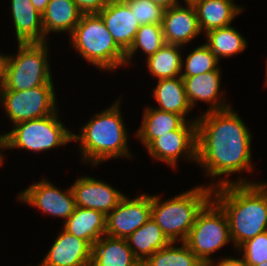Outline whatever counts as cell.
<instances>
[{
  "label": "cell",
  "mask_w": 267,
  "mask_h": 266,
  "mask_svg": "<svg viewBox=\"0 0 267 266\" xmlns=\"http://www.w3.org/2000/svg\"><path fill=\"white\" fill-rule=\"evenodd\" d=\"M213 199L225 211L236 249L267 231V194L257 184H229L213 189Z\"/></svg>",
  "instance_id": "3957f363"
},
{
  "label": "cell",
  "mask_w": 267,
  "mask_h": 266,
  "mask_svg": "<svg viewBox=\"0 0 267 266\" xmlns=\"http://www.w3.org/2000/svg\"><path fill=\"white\" fill-rule=\"evenodd\" d=\"M62 228L68 233L85 240L91 247L105 235L106 216L95 209L77 207L63 222Z\"/></svg>",
  "instance_id": "603a6c76"
},
{
  "label": "cell",
  "mask_w": 267,
  "mask_h": 266,
  "mask_svg": "<svg viewBox=\"0 0 267 266\" xmlns=\"http://www.w3.org/2000/svg\"><path fill=\"white\" fill-rule=\"evenodd\" d=\"M151 194V218L170 242H185L198 213L213 198V189L205 183L162 200Z\"/></svg>",
  "instance_id": "277c9868"
},
{
  "label": "cell",
  "mask_w": 267,
  "mask_h": 266,
  "mask_svg": "<svg viewBox=\"0 0 267 266\" xmlns=\"http://www.w3.org/2000/svg\"><path fill=\"white\" fill-rule=\"evenodd\" d=\"M59 110L49 116L17 123L11 130H6L9 150L40 154L66 147L69 142H73V132L68 125H64Z\"/></svg>",
  "instance_id": "52a82bcc"
},
{
  "label": "cell",
  "mask_w": 267,
  "mask_h": 266,
  "mask_svg": "<svg viewBox=\"0 0 267 266\" xmlns=\"http://www.w3.org/2000/svg\"><path fill=\"white\" fill-rule=\"evenodd\" d=\"M221 68L220 66L217 70L196 76L181 77L185 84L188 101L193 109L197 107L196 105L199 106V102L209 105L201 113L224 110L232 106L221 87Z\"/></svg>",
  "instance_id": "5bb4252c"
},
{
  "label": "cell",
  "mask_w": 267,
  "mask_h": 266,
  "mask_svg": "<svg viewBox=\"0 0 267 266\" xmlns=\"http://www.w3.org/2000/svg\"><path fill=\"white\" fill-rule=\"evenodd\" d=\"M34 8L42 15L50 0H31Z\"/></svg>",
  "instance_id": "8d00e7d4"
},
{
  "label": "cell",
  "mask_w": 267,
  "mask_h": 266,
  "mask_svg": "<svg viewBox=\"0 0 267 266\" xmlns=\"http://www.w3.org/2000/svg\"><path fill=\"white\" fill-rule=\"evenodd\" d=\"M254 266H267V262H263L262 264L254 265Z\"/></svg>",
  "instance_id": "b9f144b4"
},
{
  "label": "cell",
  "mask_w": 267,
  "mask_h": 266,
  "mask_svg": "<svg viewBox=\"0 0 267 266\" xmlns=\"http://www.w3.org/2000/svg\"><path fill=\"white\" fill-rule=\"evenodd\" d=\"M183 2L185 1V2H191L192 0H182Z\"/></svg>",
  "instance_id": "7bdbcfd3"
},
{
  "label": "cell",
  "mask_w": 267,
  "mask_h": 266,
  "mask_svg": "<svg viewBox=\"0 0 267 266\" xmlns=\"http://www.w3.org/2000/svg\"><path fill=\"white\" fill-rule=\"evenodd\" d=\"M55 84H45L29 90H0V107L11 126L54 114L59 108ZM58 104V105H57Z\"/></svg>",
  "instance_id": "9c48e42d"
},
{
  "label": "cell",
  "mask_w": 267,
  "mask_h": 266,
  "mask_svg": "<svg viewBox=\"0 0 267 266\" xmlns=\"http://www.w3.org/2000/svg\"><path fill=\"white\" fill-rule=\"evenodd\" d=\"M83 14H98L108 3V0H73Z\"/></svg>",
  "instance_id": "d6a6232c"
},
{
  "label": "cell",
  "mask_w": 267,
  "mask_h": 266,
  "mask_svg": "<svg viewBox=\"0 0 267 266\" xmlns=\"http://www.w3.org/2000/svg\"><path fill=\"white\" fill-rule=\"evenodd\" d=\"M156 3L158 6H161L163 9H169L171 7L181 4V0H151Z\"/></svg>",
  "instance_id": "d590c367"
},
{
  "label": "cell",
  "mask_w": 267,
  "mask_h": 266,
  "mask_svg": "<svg viewBox=\"0 0 267 266\" xmlns=\"http://www.w3.org/2000/svg\"><path fill=\"white\" fill-rule=\"evenodd\" d=\"M141 119L134 136L144 148L167 132L178 130L186 122L181 115L156 109L152 105L144 107Z\"/></svg>",
  "instance_id": "7402d4cb"
},
{
  "label": "cell",
  "mask_w": 267,
  "mask_h": 266,
  "mask_svg": "<svg viewBox=\"0 0 267 266\" xmlns=\"http://www.w3.org/2000/svg\"><path fill=\"white\" fill-rule=\"evenodd\" d=\"M9 150L8 147V136H7V132H0V168L2 166H4V163L6 161L5 158H7L5 155V151ZM4 152V153H3Z\"/></svg>",
  "instance_id": "e575fe53"
},
{
  "label": "cell",
  "mask_w": 267,
  "mask_h": 266,
  "mask_svg": "<svg viewBox=\"0 0 267 266\" xmlns=\"http://www.w3.org/2000/svg\"><path fill=\"white\" fill-rule=\"evenodd\" d=\"M49 44L50 41L17 43L16 53H6L4 81L0 90L21 91L45 84H54L50 67Z\"/></svg>",
  "instance_id": "8992f818"
},
{
  "label": "cell",
  "mask_w": 267,
  "mask_h": 266,
  "mask_svg": "<svg viewBox=\"0 0 267 266\" xmlns=\"http://www.w3.org/2000/svg\"><path fill=\"white\" fill-rule=\"evenodd\" d=\"M126 240L134 256L140 263H144L153 253L170 243L161 231V228L152 218L132 233Z\"/></svg>",
  "instance_id": "484cf974"
},
{
  "label": "cell",
  "mask_w": 267,
  "mask_h": 266,
  "mask_svg": "<svg viewBox=\"0 0 267 266\" xmlns=\"http://www.w3.org/2000/svg\"><path fill=\"white\" fill-rule=\"evenodd\" d=\"M199 114L196 164L203 170V177L210 178L206 185L214 189L229 184L256 183L247 176L253 175L256 169L252 160L253 134L235 108ZM236 173L241 175L229 179Z\"/></svg>",
  "instance_id": "6da1fadb"
},
{
  "label": "cell",
  "mask_w": 267,
  "mask_h": 266,
  "mask_svg": "<svg viewBox=\"0 0 267 266\" xmlns=\"http://www.w3.org/2000/svg\"><path fill=\"white\" fill-rule=\"evenodd\" d=\"M153 100L156 101L152 106L156 109L173 112L181 115L186 121L196 122L198 117L189 118V112H193V108L190 105L183 79L180 77L159 79L156 81V87L151 91Z\"/></svg>",
  "instance_id": "d6986e66"
},
{
  "label": "cell",
  "mask_w": 267,
  "mask_h": 266,
  "mask_svg": "<svg viewBox=\"0 0 267 266\" xmlns=\"http://www.w3.org/2000/svg\"><path fill=\"white\" fill-rule=\"evenodd\" d=\"M204 43L216 55L217 59H227L243 53L248 41L234 26H227L208 31L203 35Z\"/></svg>",
  "instance_id": "4316f807"
},
{
  "label": "cell",
  "mask_w": 267,
  "mask_h": 266,
  "mask_svg": "<svg viewBox=\"0 0 267 266\" xmlns=\"http://www.w3.org/2000/svg\"><path fill=\"white\" fill-rule=\"evenodd\" d=\"M195 46L182 57L181 77L204 74L220 67V61L205 43Z\"/></svg>",
  "instance_id": "f546056e"
},
{
  "label": "cell",
  "mask_w": 267,
  "mask_h": 266,
  "mask_svg": "<svg viewBox=\"0 0 267 266\" xmlns=\"http://www.w3.org/2000/svg\"><path fill=\"white\" fill-rule=\"evenodd\" d=\"M139 25L162 24L165 9L151 0H125Z\"/></svg>",
  "instance_id": "1f68e13d"
},
{
  "label": "cell",
  "mask_w": 267,
  "mask_h": 266,
  "mask_svg": "<svg viewBox=\"0 0 267 266\" xmlns=\"http://www.w3.org/2000/svg\"><path fill=\"white\" fill-rule=\"evenodd\" d=\"M49 251L36 266H90L92 247L62 227Z\"/></svg>",
  "instance_id": "2e32d148"
},
{
  "label": "cell",
  "mask_w": 267,
  "mask_h": 266,
  "mask_svg": "<svg viewBox=\"0 0 267 266\" xmlns=\"http://www.w3.org/2000/svg\"><path fill=\"white\" fill-rule=\"evenodd\" d=\"M265 59H266V68H265L266 75H265V81H264L265 83L263 85L267 87V57Z\"/></svg>",
  "instance_id": "ab89813d"
},
{
  "label": "cell",
  "mask_w": 267,
  "mask_h": 266,
  "mask_svg": "<svg viewBox=\"0 0 267 266\" xmlns=\"http://www.w3.org/2000/svg\"><path fill=\"white\" fill-rule=\"evenodd\" d=\"M184 49L179 45L165 43L154 55L144 59L148 75L154 80L180 77L182 53L187 51Z\"/></svg>",
  "instance_id": "d4e9b609"
},
{
  "label": "cell",
  "mask_w": 267,
  "mask_h": 266,
  "mask_svg": "<svg viewBox=\"0 0 267 266\" xmlns=\"http://www.w3.org/2000/svg\"><path fill=\"white\" fill-rule=\"evenodd\" d=\"M202 34L210 30L230 26L245 6L237 5L235 0H192Z\"/></svg>",
  "instance_id": "ffe728a7"
},
{
  "label": "cell",
  "mask_w": 267,
  "mask_h": 266,
  "mask_svg": "<svg viewBox=\"0 0 267 266\" xmlns=\"http://www.w3.org/2000/svg\"><path fill=\"white\" fill-rule=\"evenodd\" d=\"M208 264L209 266H247L243 258L239 256V254L237 255V252H235L234 256L226 255L225 257V255H223V257H216L209 261Z\"/></svg>",
  "instance_id": "836d02e7"
},
{
  "label": "cell",
  "mask_w": 267,
  "mask_h": 266,
  "mask_svg": "<svg viewBox=\"0 0 267 266\" xmlns=\"http://www.w3.org/2000/svg\"><path fill=\"white\" fill-rule=\"evenodd\" d=\"M8 8L17 43H45L42 15L31 0H9Z\"/></svg>",
  "instance_id": "ac0fdd59"
},
{
  "label": "cell",
  "mask_w": 267,
  "mask_h": 266,
  "mask_svg": "<svg viewBox=\"0 0 267 266\" xmlns=\"http://www.w3.org/2000/svg\"><path fill=\"white\" fill-rule=\"evenodd\" d=\"M185 243L200 261L206 262L232 244L227 215L213 198L198 213Z\"/></svg>",
  "instance_id": "ba28073f"
},
{
  "label": "cell",
  "mask_w": 267,
  "mask_h": 266,
  "mask_svg": "<svg viewBox=\"0 0 267 266\" xmlns=\"http://www.w3.org/2000/svg\"><path fill=\"white\" fill-rule=\"evenodd\" d=\"M122 97L118 96L104 110L91 115L79 126L78 134L73 132V142L78 143L81 163L97 169L107 160H135L129 144L130 132L125 127L121 111Z\"/></svg>",
  "instance_id": "7a4b0ae2"
},
{
  "label": "cell",
  "mask_w": 267,
  "mask_h": 266,
  "mask_svg": "<svg viewBox=\"0 0 267 266\" xmlns=\"http://www.w3.org/2000/svg\"><path fill=\"white\" fill-rule=\"evenodd\" d=\"M247 266L267 262V231L242 243L237 249Z\"/></svg>",
  "instance_id": "4dcf8cb0"
},
{
  "label": "cell",
  "mask_w": 267,
  "mask_h": 266,
  "mask_svg": "<svg viewBox=\"0 0 267 266\" xmlns=\"http://www.w3.org/2000/svg\"><path fill=\"white\" fill-rule=\"evenodd\" d=\"M106 180L91 177L87 173L77 176L71 184L77 207L95 209L107 216L126 196Z\"/></svg>",
  "instance_id": "4fadbf2b"
},
{
  "label": "cell",
  "mask_w": 267,
  "mask_h": 266,
  "mask_svg": "<svg viewBox=\"0 0 267 266\" xmlns=\"http://www.w3.org/2000/svg\"><path fill=\"white\" fill-rule=\"evenodd\" d=\"M196 266H209V264L206 261H200Z\"/></svg>",
  "instance_id": "60d3db41"
},
{
  "label": "cell",
  "mask_w": 267,
  "mask_h": 266,
  "mask_svg": "<svg viewBox=\"0 0 267 266\" xmlns=\"http://www.w3.org/2000/svg\"><path fill=\"white\" fill-rule=\"evenodd\" d=\"M20 204L34 207L45 216L60 218L65 222L76 208L75 198L71 186L65 189L55 186L46 176H41L37 182L17 194Z\"/></svg>",
  "instance_id": "30bf717a"
},
{
  "label": "cell",
  "mask_w": 267,
  "mask_h": 266,
  "mask_svg": "<svg viewBox=\"0 0 267 266\" xmlns=\"http://www.w3.org/2000/svg\"><path fill=\"white\" fill-rule=\"evenodd\" d=\"M151 218V194L126 195L106 216L105 235L127 239Z\"/></svg>",
  "instance_id": "7c38bea8"
},
{
  "label": "cell",
  "mask_w": 267,
  "mask_h": 266,
  "mask_svg": "<svg viewBox=\"0 0 267 266\" xmlns=\"http://www.w3.org/2000/svg\"><path fill=\"white\" fill-rule=\"evenodd\" d=\"M199 262L200 260L185 242H170L166 247L153 253L143 264L145 266H196Z\"/></svg>",
  "instance_id": "f1b7e54d"
},
{
  "label": "cell",
  "mask_w": 267,
  "mask_h": 266,
  "mask_svg": "<svg viewBox=\"0 0 267 266\" xmlns=\"http://www.w3.org/2000/svg\"><path fill=\"white\" fill-rule=\"evenodd\" d=\"M165 43L161 24L140 25L130 49L126 52V68L128 66L130 68L131 65L134 66V59L137 57L135 55L140 51L144 55L143 57L147 59L154 55Z\"/></svg>",
  "instance_id": "83f0119b"
},
{
  "label": "cell",
  "mask_w": 267,
  "mask_h": 266,
  "mask_svg": "<svg viewBox=\"0 0 267 266\" xmlns=\"http://www.w3.org/2000/svg\"><path fill=\"white\" fill-rule=\"evenodd\" d=\"M83 13L73 0H50L46 10L42 13V27L47 41H51L49 34L60 35L73 32ZM60 33V34H59Z\"/></svg>",
  "instance_id": "44dd1931"
},
{
  "label": "cell",
  "mask_w": 267,
  "mask_h": 266,
  "mask_svg": "<svg viewBox=\"0 0 267 266\" xmlns=\"http://www.w3.org/2000/svg\"><path fill=\"white\" fill-rule=\"evenodd\" d=\"M161 25L166 43L185 48L202 34L196 9L191 2L182 1L181 4L166 9Z\"/></svg>",
  "instance_id": "9a60e30c"
},
{
  "label": "cell",
  "mask_w": 267,
  "mask_h": 266,
  "mask_svg": "<svg viewBox=\"0 0 267 266\" xmlns=\"http://www.w3.org/2000/svg\"><path fill=\"white\" fill-rule=\"evenodd\" d=\"M6 54L0 52V87L4 81V64H5Z\"/></svg>",
  "instance_id": "74e56055"
},
{
  "label": "cell",
  "mask_w": 267,
  "mask_h": 266,
  "mask_svg": "<svg viewBox=\"0 0 267 266\" xmlns=\"http://www.w3.org/2000/svg\"><path fill=\"white\" fill-rule=\"evenodd\" d=\"M267 180H260V181H257L256 180V183L266 192L267 194Z\"/></svg>",
  "instance_id": "f35d334b"
},
{
  "label": "cell",
  "mask_w": 267,
  "mask_h": 266,
  "mask_svg": "<svg viewBox=\"0 0 267 266\" xmlns=\"http://www.w3.org/2000/svg\"><path fill=\"white\" fill-rule=\"evenodd\" d=\"M68 39L78 57L101 72L113 73L126 68V53L116 44L98 14H83Z\"/></svg>",
  "instance_id": "5b68a950"
},
{
  "label": "cell",
  "mask_w": 267,
  "mask_h": 266,
  "mask_svg": "<svg viewBox=\"0 0 267 266\" xmlns=\"http://www.w3.org/2000/svg\"><path fill=\"white\" fill-rule=\"evenodd\" d=\"M116 44L126 53L140 25L125 0L109 1L98 13Z\"/></svg>",
  "instance_id": "e0dca14e"
},
{
  "label": "cell",
  "mask_w": 267,
  "mask_h": 266,
  "mask_svg": "<svg viewBox=\"0 0 267 266\" xmlns=\"http://www.w3.org/2000/svg\"><path fill=\"white\" fill-rule=\"evenodd\" d=\"M126 239L102 236L93 246L90 266H138Z\"/></svg>",
  "instance_id": "cb8c5ba5"
},
{
  "label": "cell",
  "mask_w": 267,
  "mask_h": 266,
  "mask_svg": "<svg viewBox=\"0 0 267 266\" xmlns=\"http://www.w3.org/2000/svg\"><path fill=\"white\" fill-rule=\"evenodd\" d=\"M145 150L152 159L177 170L179 161H197V123L186 121L178 130L154 139Z\"/></svg>",
  "instance_id": "8fae6325"
}]
</instances>
